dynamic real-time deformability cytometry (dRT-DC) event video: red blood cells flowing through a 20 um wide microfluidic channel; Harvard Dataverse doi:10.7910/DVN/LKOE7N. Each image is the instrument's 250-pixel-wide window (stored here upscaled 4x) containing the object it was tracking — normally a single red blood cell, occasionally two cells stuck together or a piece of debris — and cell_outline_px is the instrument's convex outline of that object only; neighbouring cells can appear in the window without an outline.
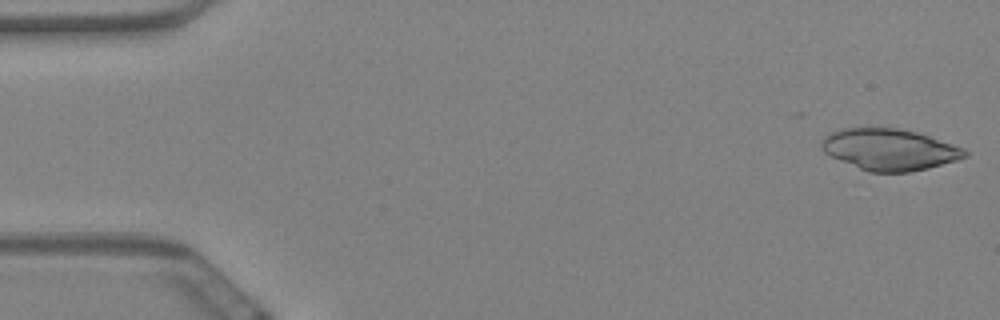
{"species": "Egyptian fruit bat (a non-hibernating species)", "species_latin": "Rousettus aegyptiacus", "temperature_condition": "warm", "stored_images_in_passage": 16, "camera_frame_rate_fps": 3000, "um_per_image_px": 0.085, "animal": {"sex": "female"}, "frame": {"image": 1, "passage_image": 1, "time_ms": 0.0, "image_size_px": [1000, 320], "cell_outline_px": [[968, 156], [956, 160], [928, 168], [912, 172], [868, 172], [840, 160], [824, 152], [820, 148], [820, 144], [824, 136], [832, 132], [844, 128], [896, 128], [916, 132], [964, 148], [968, 152]], "centroid_in_image_um": [75.59, 12.71], "position_along_channel_um": 9.4, "area_um2": 34.33}}